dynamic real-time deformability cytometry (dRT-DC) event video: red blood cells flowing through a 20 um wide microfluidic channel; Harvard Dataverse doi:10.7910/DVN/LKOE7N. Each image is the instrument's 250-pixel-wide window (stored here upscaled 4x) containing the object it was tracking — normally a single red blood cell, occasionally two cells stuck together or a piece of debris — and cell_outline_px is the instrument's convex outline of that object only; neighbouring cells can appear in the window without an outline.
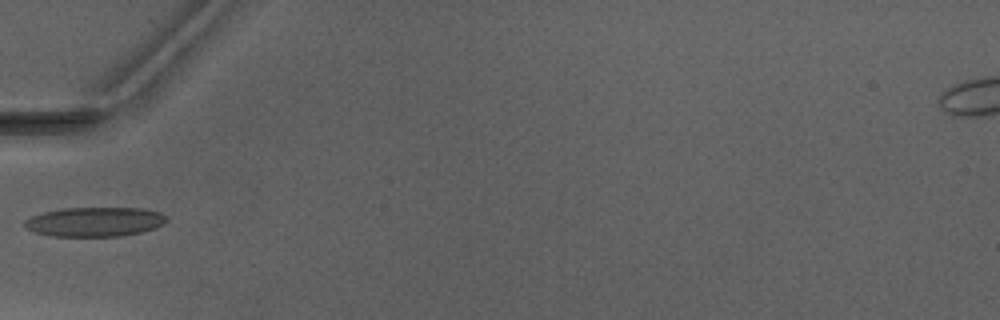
{"species": "Egyptian fruit bat (a non-hibernating species)", "species_latin": "Rousettus aegyptiacus", "temperature_condition": "warm", "stored_images_in_passage": 2, "camera_frame_rate_fps": 3000, "um_per_image_px": 0.085, "animal": {"sex": "male"}, "frame": {"image": 1, "passage_image": 1, "time_ms": 0.0, "image_size_px": [1000, 320], "cell_outline_px": [[168, 220], [164, 224], [156, 228], [140, 232], [120, 236], [52, 236], [36, 232], [24, 228], [24, 220], [32, 216], [44, 212], [64, 208], [144, 208], [160, 212]], "centroid_in_image_um": [8.06, 18.85], "position_along_channel_um": 76.9, "area_um2": 24.33}}